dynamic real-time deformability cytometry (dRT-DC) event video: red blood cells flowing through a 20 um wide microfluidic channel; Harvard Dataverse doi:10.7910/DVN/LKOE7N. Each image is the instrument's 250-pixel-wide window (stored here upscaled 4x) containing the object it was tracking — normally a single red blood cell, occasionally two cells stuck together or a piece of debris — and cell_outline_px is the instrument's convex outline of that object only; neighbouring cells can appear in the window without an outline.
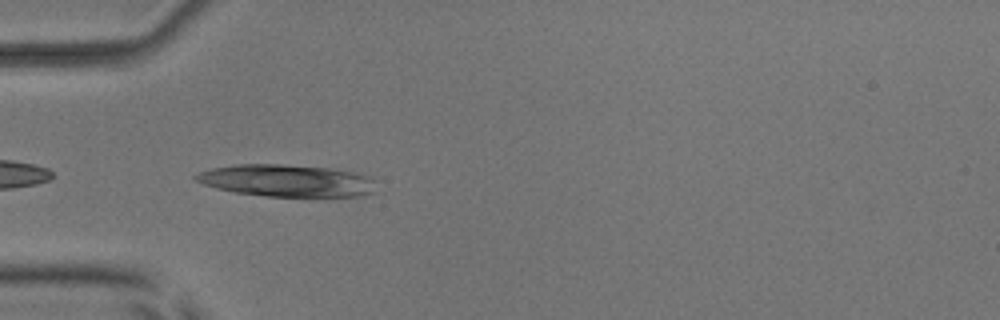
{"species": "common noctule bat (a hibernating species)", "species_latin": "Nyctalus noctula", "temperature_condition": "room temperature", "stored_images_in_passage": 11, "camera_frame_rate_fps": 3000, "um_per_image_px": 0.085, "animal": {"sex": "male", "body_mass_g": 17.9, "forearm_length_mm": 54.2}, "frame": {"image": 1, "passage_image": 2, "time_ms": 0.333, "image_size_px": [1000, 320], "cell_outline_px": [[376, 192], [364, 196], [264, 196], [236, 192], [216, 188], [204, 184], [196, 180], [192, 176], [200, 172], [212, 168], [236, 164], [280, 164], [328, 168], [352, 172], [372, 176]], "centroid_in_image_um": [24.39, 15.35], "position_along_channel_um": 60.6, "area_um2": 33.7}}